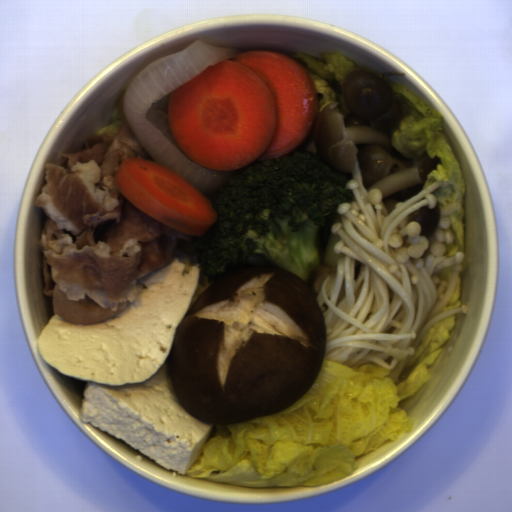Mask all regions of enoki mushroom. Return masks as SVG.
Wrapping results in <instances>:
<instances>
[{
  "label": "enoki mushroom",
  "instance_id": "1",
  "mask_svg": "<svg viewBox=\"0 0 512 512\" xmlns=\"http://www.w3.org/2000/svg\"><path fill=\"white\" fill-rule=\"evenodd\" d=\"M456 180L436 181L414 198L397 202L390 212L380 188L363 195L358 182L346 190L354 199L340 203L334 214L340 222L330 231L340 240L333 245L340 255L336 272L327 277L314 297L326 325L323 362H337L353 370L361 363L376 362L388 371L398 362L413 360L426 332L460 312L467 305L432 316L450 300L462 270L464 253L446 257L447 243L457 242L450 216L459 203L440 211L434 243L422 236V226L405 223L408 215L438 199L431 192ZM443 267L452 269L451 283L440 280ZM430 320V321H429Z\"/></svg>",
  "mask_w": 512,
  "mask_h": 512
}]
</instances>
